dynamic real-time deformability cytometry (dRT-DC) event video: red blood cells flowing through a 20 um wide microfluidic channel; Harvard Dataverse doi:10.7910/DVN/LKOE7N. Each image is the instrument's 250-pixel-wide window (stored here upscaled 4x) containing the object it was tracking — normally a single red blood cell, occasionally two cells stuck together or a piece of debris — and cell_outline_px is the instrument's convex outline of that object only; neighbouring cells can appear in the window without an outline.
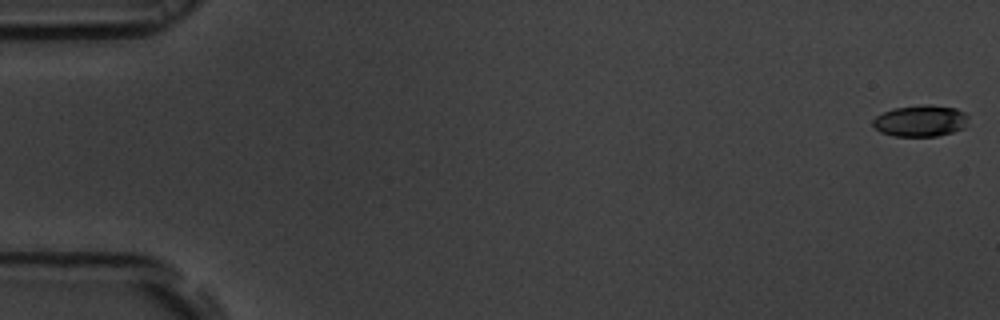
{"species": "common noctule bat (a hibernating species)", "species_latin": "Nyctalus noctula", "temperature_condition": "room temperature", "stored_images_in_passage": 56, "camera_frame_rate_fps": 3000, "um_per_image_px": 0.085, "animal": {"sex": "male", "body_mass_g": 19.5, "forearm_length_mm": 54.6}, "frame": {"image": 1, "passage_image": 1, "time_ms": 0.0, "image_size_px": [1000, 320], "cell_outline_px": [[968, 116], [964, 128], [952, 132], [936, 136], [896, 136], [880, 132], [872, 124], [872, 120], [876, 116], [892, 108], [924, 104], [928, 104], [956, 108], [964, 112]], "centroid_in_image_um": [78.23, 10.26], "position_along_channel_um": 6.8, "area_um2": 17.51}}
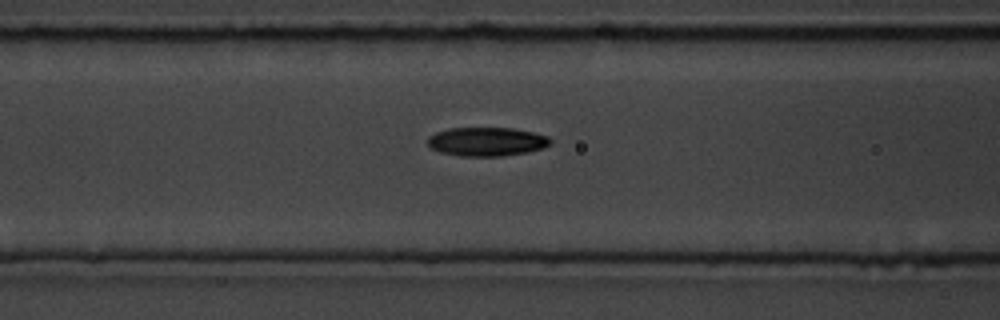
{"frame": {"image": 2, "passage_image": 23, "time_ms": 7.333, "image_size_px": [1000, 320], "cell_outline_px": [[552, 144], [528, 152], [500, 156], [460, 156], [440, 152], [428, 148], [428, 136], [436, 132], [448, 128], [512, 128], [532, 132], [548, 136], [552, 140]], "centroid_in_image_um": [41.34, 12.04], "position_along_channel_um": 125.3, "area_um2": 20.69}}
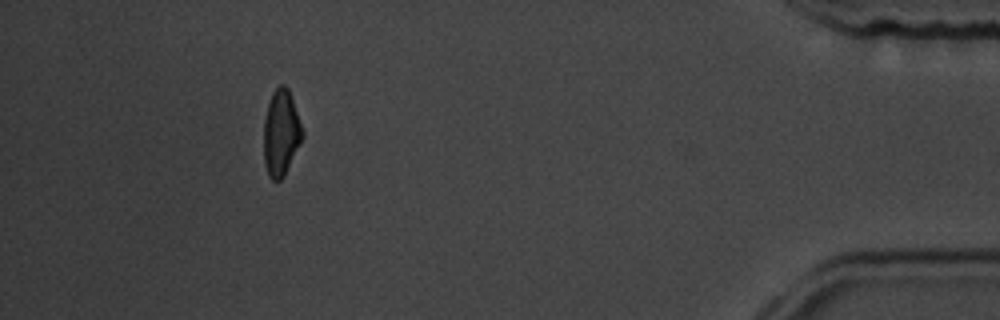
{"frame": {"image": 3, "passage_image": 51, "time_ms": 16.667, "image_size_px": [1000, 320], "cell_outline_px": [[304, 136], [284, 176], [280, 180], [272, 180], [268, 176], [264, 164], [264, 120], [268, 104], [272, 92], [280, 84], [284, 84], [288, 88], [304, 132]], "centroid_in_image_um": [23.88, 11.31], "position_along_channel_um": 411.3, "area_um2": 19.36}, "authors_computed_cell_mechanics": {"area_um2": 19.5653, "velocity_mm_per_s": 3.7051, "shape_relaxation_time_tau1_ms": 4.7224, "shape_relaxation_time_tau2_ms": 4.1177, "deformation_change_tau1": 0.1529, "deformation_change_tau2": 0.1098}}